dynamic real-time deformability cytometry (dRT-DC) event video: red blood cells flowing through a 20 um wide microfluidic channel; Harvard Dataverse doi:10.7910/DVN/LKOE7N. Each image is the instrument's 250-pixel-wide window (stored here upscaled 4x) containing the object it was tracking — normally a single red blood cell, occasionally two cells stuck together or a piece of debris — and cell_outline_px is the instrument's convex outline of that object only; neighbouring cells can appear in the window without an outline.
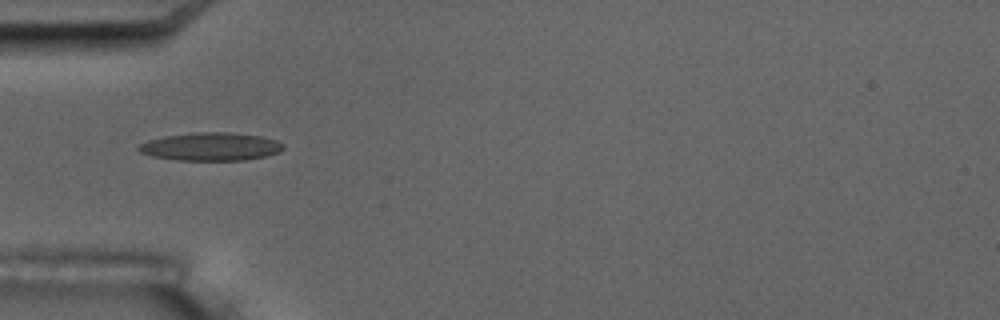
{"species": "common noctule bat (a hibernating species)", "species_latin": "Nyctalus noctula", "temperature_condition": "room temperature", "stored_images_in_passage": 12, "camera_frame_rate_fps": 3000, "um_per_image_px": 0.085, "animal": {"sex": "male", "body_mass_g": 17.5, "forearm_length_mm": 52.3}, "frame": {"image": 1, "passage_image": 1, "time_ms": 0.0, "image_size_px": [1000, 320], "cell_outline_px": [[284, 148], [280, 152], [264, 156], [244, 160], [176, 160], [152, 156], [140, 152], [136, 148], [140, 144], [148, 140], [164, 136], [196, 132], [232, 132], [260, 136], [276, 140], [284, 144]], "centroid_in_image_um": [17.91, 12.46], "position_along_channel_um": 67.1, "area_um2": 23.7}}
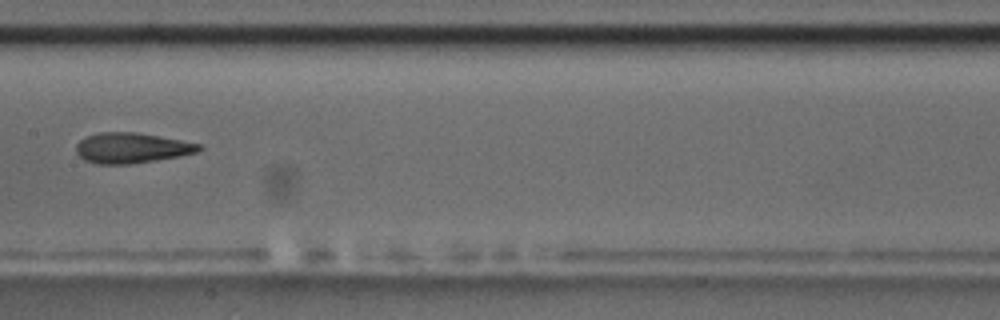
{"frame": {"image": 2, "passage_image": 4, "time_ms": 3.667, "image_size_px": [1000, 320], "cell_outline_px": [[204, 148], [196, 152], [180, 156], [156, 160], [128, 164], [100, 164], [84, 160], [76, 152], [76, 144], [84, 136], [100, 132], [136, 132], [204, 144]], "centroid_in_image_um": [11.2, 12.57], "position_along_channel_um": 196.2, "area_um2": 21.85}, "authors_computed_cell_mechanics": {"area_um2": 21.964, "velocity_mm_per_s": 3.5263, "shape_relaxation_time_tau1_ms": 3.5052, "shape_relaxation_time_tau2_ms": 1.9805, "deformation_change_tau1": 0.1484, "deformation_change_tau2": 0.1194}}